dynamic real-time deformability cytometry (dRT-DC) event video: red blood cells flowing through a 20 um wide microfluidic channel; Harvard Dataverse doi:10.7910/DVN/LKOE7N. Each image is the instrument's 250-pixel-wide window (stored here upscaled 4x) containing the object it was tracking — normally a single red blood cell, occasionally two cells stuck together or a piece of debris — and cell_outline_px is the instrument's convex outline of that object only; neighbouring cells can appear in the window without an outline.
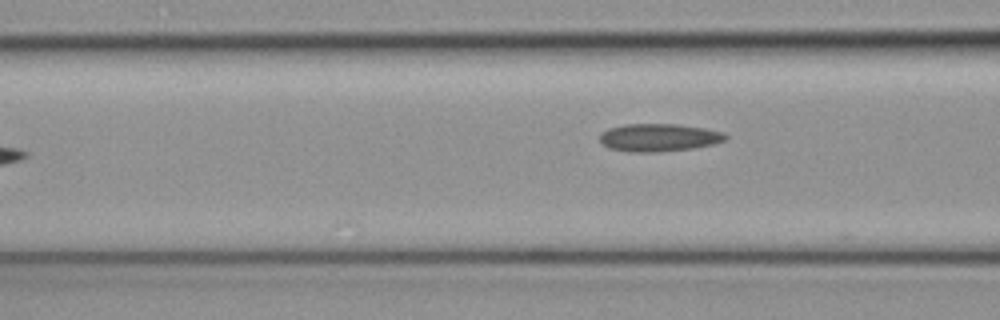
{"species": "common noctule bat (a hibernating species)", "species_latin": "Nyctalus noctula", "temperature_condition": "cold", "stored_images_in_passage": 6, "camera_frame_rate_fps": 3000, "um_per_image_px": 0.085, "animal": {"sex": "female", "body_mass_g": 19.3, "forearm_length_mm": 54.1}, "frame": {"image": 1, "passage_image": 6, "time_ms": 1.667, "image_size_px": [1000, 320], "cell_outline_px": [[728, 136], [724, 140], [712, 144], [692, 148], [656, 152], [628, 152], [612, 148], [604, 144], [600, 140], [600, 136], [608, 128], [628, 124], [676, 124], [704, 128], [724, 132]], "centroid_in_image_um": [56.02, 11.69], "position_along_channel_um": 110.6, "area_um2": 20.06}}